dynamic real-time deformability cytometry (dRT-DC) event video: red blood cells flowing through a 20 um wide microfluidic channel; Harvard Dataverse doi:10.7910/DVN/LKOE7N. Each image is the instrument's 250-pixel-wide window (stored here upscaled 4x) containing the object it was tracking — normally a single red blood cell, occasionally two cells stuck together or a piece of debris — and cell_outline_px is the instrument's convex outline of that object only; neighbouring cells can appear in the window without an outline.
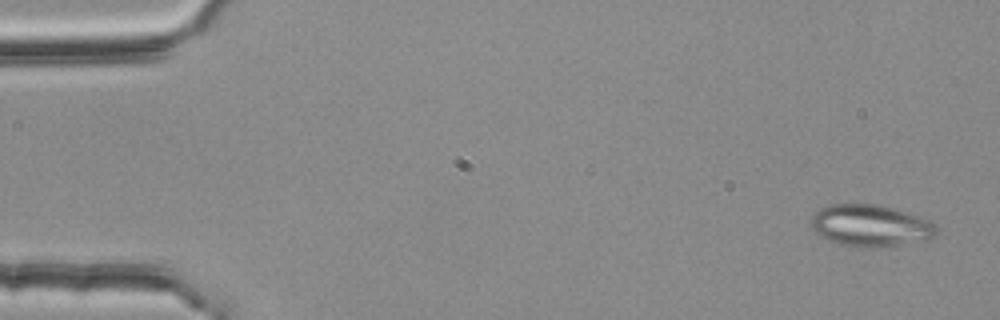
{"species": "common noctule bat (a hibernating species)", "species_latin": "Nyctalus noctula", "temperature_condition": "room temperature", "stored_images_in_passage": 16, "camera_frame_rate_fps": 3000, "um_per_image_px": 0.085, "animal": {"sex": "female", "body_mass_g": 25.1}, "frame": {"image": 1, "passage_image": 3, "time_ms": 0.667, "image_size_px": [1000, 320], "cell_outline_px": [[940, 232], [936, 236], [876, 248], [864, 248], [840, 244], [820, 236], [812, 228], [812, 212], [820, 208], [832, 204], [876, 204], [892, 208], [928, 220], [936, 224]], "centroid_in_image_um": [73.95, 19.17], "position_along_channel_um": 11.0, "area_um2": 30.17}}